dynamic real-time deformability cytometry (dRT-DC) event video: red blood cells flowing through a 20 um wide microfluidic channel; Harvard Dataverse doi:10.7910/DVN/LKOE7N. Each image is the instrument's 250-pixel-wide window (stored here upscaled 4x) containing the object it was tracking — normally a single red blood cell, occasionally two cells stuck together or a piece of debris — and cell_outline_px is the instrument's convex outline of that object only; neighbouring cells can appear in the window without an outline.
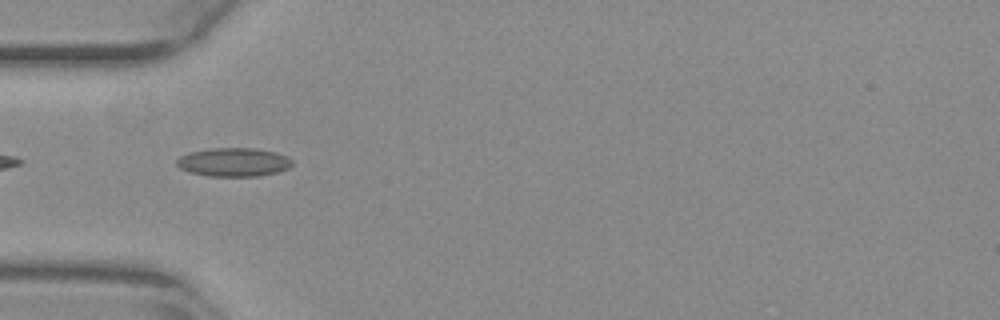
{"species": "common noctule bat (a hibernating species)", "species_latin": "Nyctalus noctula", "temperature_condition": "warm", "stored_images_in_passage": 38, "camera_frame_rate_fps": 3000, "um_per_image_px": 0.085, "animal": {"sex": "female", "body_mass_g": 29.2, "forearm_length_mm": 56.3}, "frame": {"image": 1, "passage_image": 2, "time_ms": 0.333, "image_size_px": [1000, 320], "cell_outline_px": [[292, 164], [288, 168], [276, 172], [260, 176], [208, 176], [188, 172], [180, 168], [176, 164], [176, 160], [180, 156], [192, 152], [212, 148], [256, 148], [276, 152], [288, 156], [292, 160]], "centroid_in_image_um": [19.87, 13.78], "position_along_channel_um": 65.1, "area_um2": 19.31}}
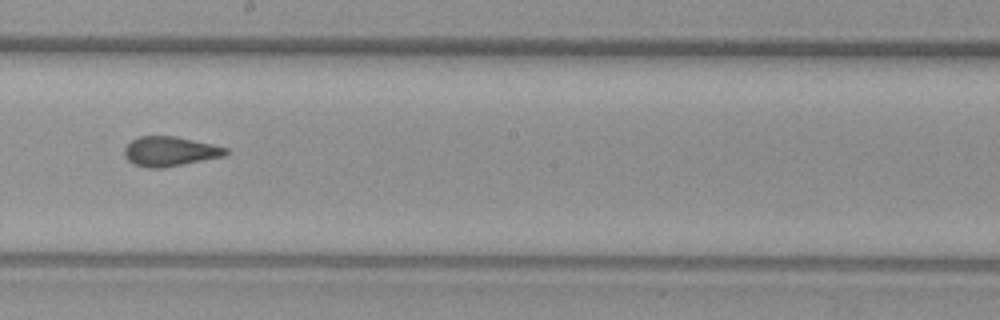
{"frame": {"image": 2, "passage_image": 15, "time_ms": 4.667, "image_size_px": [1000, 320], "cell_outline_px": [[228, 152], [224, 156], [164, 168], [144, 168], [132, 164], [124, 156], [124, 148], [132, 140], [140, 136], [176, 136], [212, 144], [228, 148]], "centroid_in_image_um": [14.42, 12.88], "position_along_channel_um": 233.8, "area_um2": 17.63}}
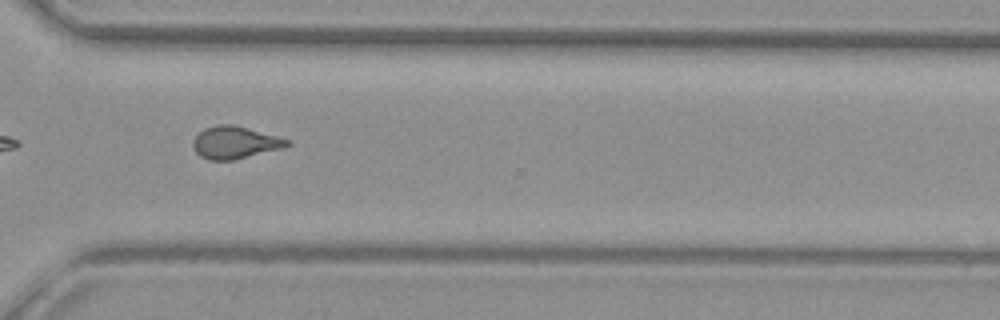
{"frame": {"image": 3, "passage_image": 24, "time_ms": 7.667, "image_size_px": [1000, 320], "cell_outline_px": [[292, 144], [284, 148], [232, 160], [208, 160], [200, 156], [196, 152], [192, 144], [192, 140], [204, 128], [216, 124], [236, 124], [276, 136], [288, 140]], "centroid_in_image_um": [19.96, 12.1], "position_along_channel_um": 350.6, "area_um2": 17.8}, "authors_computed_cell_mechanics": {"area_um2": 17.4556, "velocity_mm_per_s": 3.8997, "shape_relaxation_time_tau1_ms": null, "shape_relaxation_time_tau2_ms": 1.199, "deformation_change_tau1": null, "deformation_change_tau2": 0.0835}}